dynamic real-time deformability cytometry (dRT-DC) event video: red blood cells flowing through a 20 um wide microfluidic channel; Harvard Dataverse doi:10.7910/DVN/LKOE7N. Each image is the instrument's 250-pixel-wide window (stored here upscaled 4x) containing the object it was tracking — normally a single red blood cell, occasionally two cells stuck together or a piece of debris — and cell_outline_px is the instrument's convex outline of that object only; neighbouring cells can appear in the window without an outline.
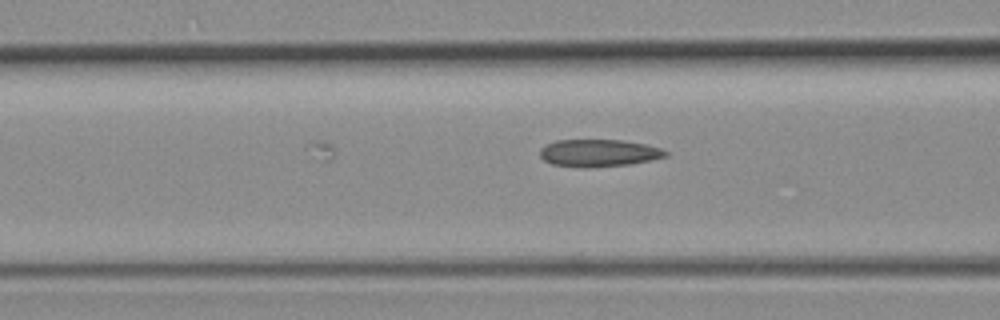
{"species": "common noctule bat (a hibernating species)", "species_latin": "Nyctalus noctula", "temperature_condition": "room temperature", "stored_images_in_passage": 3, "camera_frame_rate_fps": 3000, "um_per_image_px": 0.085, "animal": {"sex": "female", "body_mass_g": 19.3, "forearm_length_mm": 54.1}, "frame": {"image": 1, "passage_image": 3, "time_ms": 0.667, "image_size_px": [1000, 320], "cell_outline_px": [[668, 156], [652, 160], [632, 164], [592, 168], [584, 168], [552, 164], [544, 160], [540, 156], [540, 148], [544, 144], [556, 140], [624, 140], [648, 144], [660, 148], [668, 152]], "centroid_in_image_um": [50.91, 13.01], "position_along_channel_um": 115.7, "area_um2": 20.4}}